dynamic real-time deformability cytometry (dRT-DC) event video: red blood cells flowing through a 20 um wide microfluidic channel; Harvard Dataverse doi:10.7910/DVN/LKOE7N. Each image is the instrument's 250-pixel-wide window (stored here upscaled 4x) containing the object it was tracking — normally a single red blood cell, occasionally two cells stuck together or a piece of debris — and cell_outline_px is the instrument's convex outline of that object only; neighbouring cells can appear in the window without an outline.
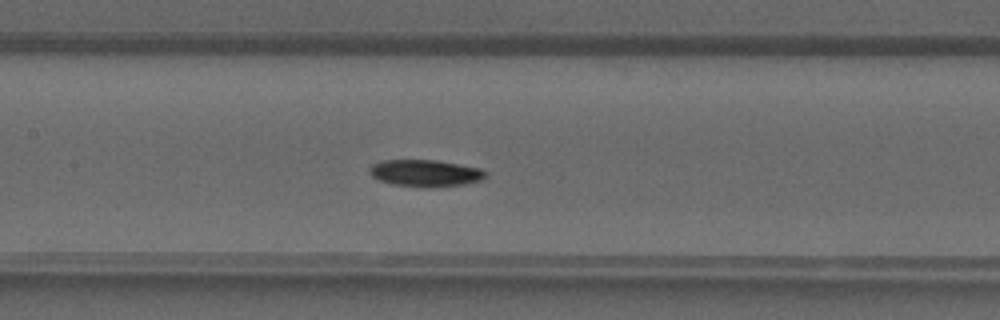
{"species": "common noctule bat (a hibernating species)", "species_latin": "Nyctalus noctula", "temperature_condition": "warm", "stored_images_in_passage": 40, "camera_frame_rate_fps": 3000, "um_per_image_px": 0.085, "animal": {"sex": "male", "forearm_length_mm": 52.5}, "frame": {"image": 1, "passage_image": 19, "time_ms": 6.0, "image_size_px": [1000, 320], "cell_outline_px": [[488, 176], [484, 180], [464, 184], [428, 188], [392, 184], [380, 180], [372, 176], [368, 172], [368, 168], [372, 164], [384, 160], [436, 160], [480, 168], [488, 172]], "centroid_in_image_um": [36.18, 14.72], "position_along_channel_um": 171.2, "area_um2": 18.38}}
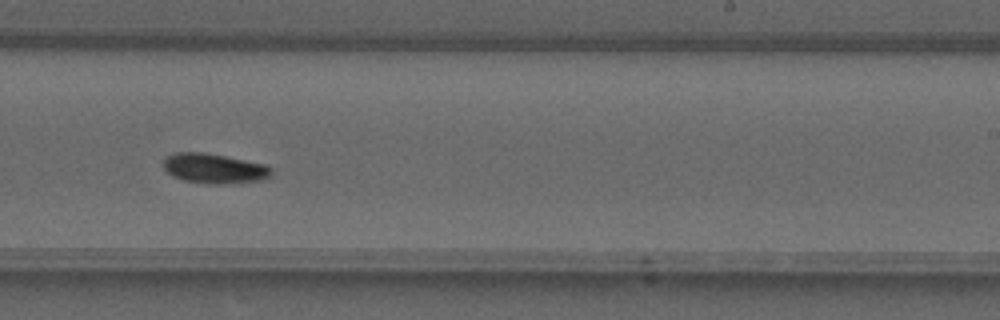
{"frame": {"image": 2, "passage_image": 25, "time_ms": 8.0, "image_size_px": [1000, 320], "cell_outline_px": [[272, 176], [268, 180], [232, 184], [208, 184], [180, 180], [172, 176], [164, 168], [164, 160], [168, 156], [176, 152], [204, 152], [264, 164], [272, 168]], "centroid_in_image_um": [18.26, 14.35], "position_along_channel_um": 270.7, "area_um2": 19.13}}
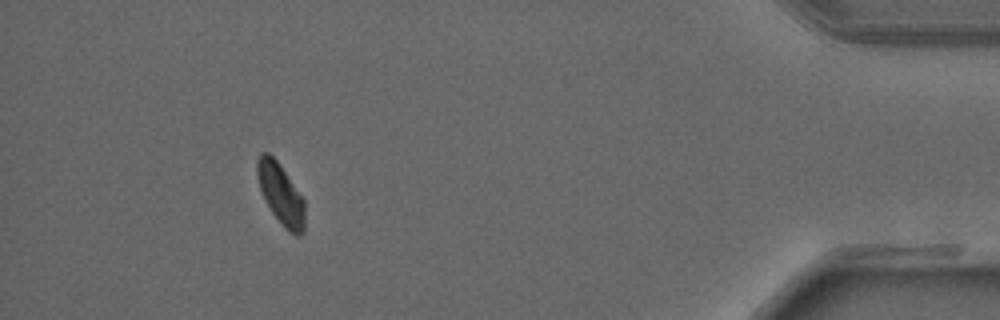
{"frame": {"image": 3, "passage_image": 37, "time_ms": 12.0, "image_size_px": [1000, 320], "cell_outline_px": [[304, 232], [300, 236], [296, 236], [288, 232], [284, 228], [272, 212], [260, 188], [256, 172], [256, 160], [260, 152], [268, 152], [276, 160], [304, 200]], "centroid_in_image_um": [23.86, 16.51], "position_along_channel_um": 411.3, "area_um2": 16.65}}